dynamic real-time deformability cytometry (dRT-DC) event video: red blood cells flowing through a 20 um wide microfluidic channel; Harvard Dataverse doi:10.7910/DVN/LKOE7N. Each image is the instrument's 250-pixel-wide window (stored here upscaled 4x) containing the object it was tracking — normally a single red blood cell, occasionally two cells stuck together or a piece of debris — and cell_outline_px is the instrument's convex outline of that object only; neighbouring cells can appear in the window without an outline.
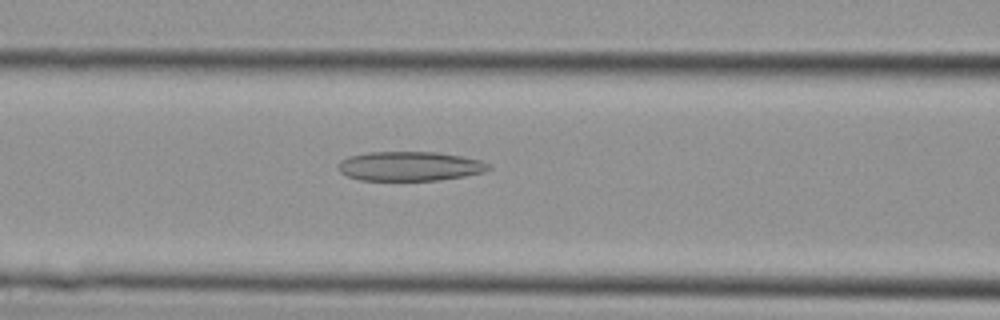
{"species": "Egyptian fruit bat (a non-hibernating species)", "species_latin": "Rousettus aegyptiacus", "temperature_condition": "cold", "stored_images_in_passage": 27, "camera_frame_rate_fps": 3000, "um_per_image_px": 0.085, "animal": {"sex": "female"}, "frame": {"image": 1, "passage_image": 7, "time_ms": 2.0, "image_size_px": [1000, 320], "cell_outline_px": [[492, 168], [484, 172], [464, 176], [440, 180], [360, 180], [348, 176], [340, 172], [340, 160], [348, 156], [372, 152], [436, 152], [460, 156], [480, 160], [488, 164]], "centroid_in_image_um": [34.85, 14.13], "position_along_channel_um": 131.8, "area_um2": 25.55}}
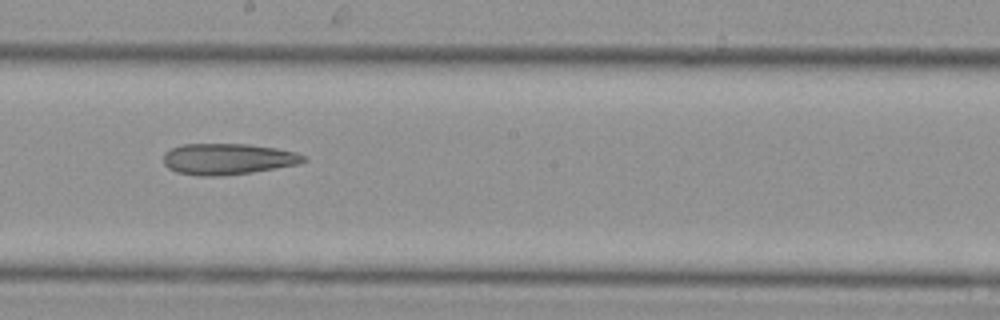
{"frame": {"image": 2, "passage_image": 12, "time_ms": 3.667, "image_size_px": [1000, 320], "cell_outline_px": [[308, 160], [300, 164], [252, 172], [220, 176], [200, 176], [176, 172], [168, 168], [164, 164], [164, 152], [172, 148], [184, 144], [248, 144], [276, 148], [296, 152], [308, 156]], "centroid_in_image_um": [19.4, 13.52], "position_along_channel_um": 228.8, "area_um2": 25.61}}
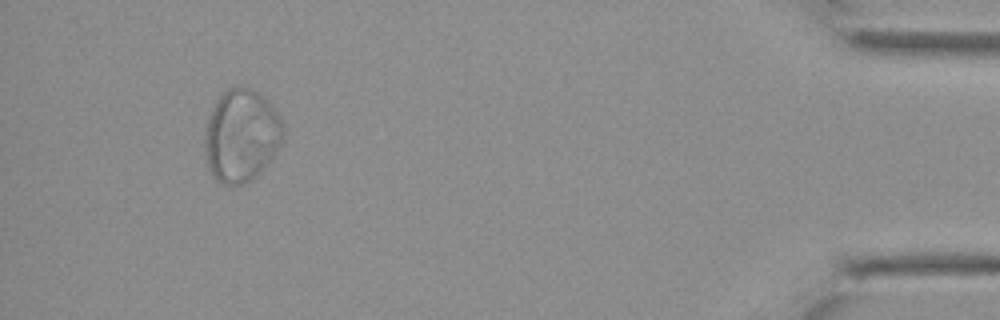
{"frame": {"image": 3, "passage_image": 25, "time_ms": 8.0, "image_size_px": [1000, 320], "cell_outline_px": [[284, 132], [280, 144], [272, 156], [256, 176], [240, 184], [224, 184], [216, 180], [208, 168], [204, 144], [204, 136], [208, 120], [212, 108], [216, 100], [228, 88], [240, 84], [252, 88], [260, 92], [264, 96], [280, 116], [284, 128]], "centroid_in_image_um": [20.5, 11.47], "position_along_channel_um": 414.7, "area_um2": 42.25}}